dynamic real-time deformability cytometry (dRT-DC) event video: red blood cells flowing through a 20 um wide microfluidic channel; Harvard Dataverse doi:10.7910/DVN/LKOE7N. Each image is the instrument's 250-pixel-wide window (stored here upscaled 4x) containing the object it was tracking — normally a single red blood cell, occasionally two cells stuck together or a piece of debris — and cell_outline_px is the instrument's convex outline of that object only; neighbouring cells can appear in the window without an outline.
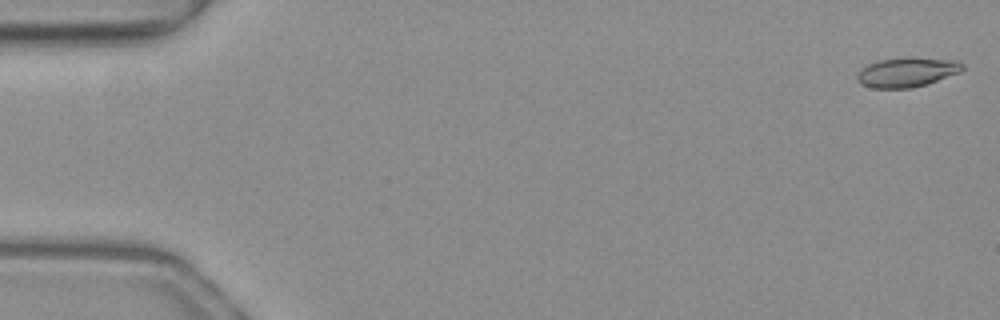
{"species": "common noctule bat (a hibernating species)", "species_latin": "Nyctalus noctula", "temperature_condition": "warm", "stored_images_in_passage": 51, "camera_frame_rate_fps": 3000, "um_per_image_px": 0.085, "animal": {"sex": "female", "body_mass_g": 19.3, "forearm_length_mm": 54.1}, "frame": {"image": 1, "passage_image": 1, "time_ms": 0.0, "image_size_px": [1000, 320], "cell_outline_px": [[964, 68], [960, 72], [912, 88], [872, 88], [860, 84], [856, 80], [856, 76], [860, 68], [876, 60], [908, 56], [912, 56], [956, 60], [964, 64]], "centroid_in_image_um": [77.04, 6.11], "position_along_channel_um": 8.0, "area_um2": 18.5}}
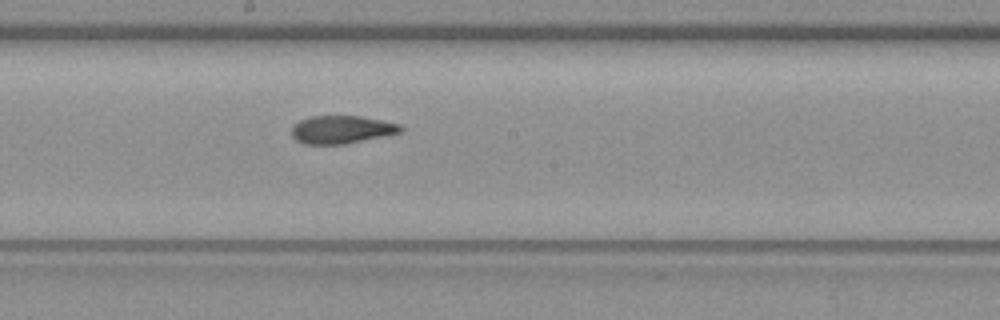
{"frame": {"image": 2, "passage_image": 28, "time_ms": 9.0, "image_size_px": [1000, 320], "cell_outline_px": [[404, 128], [400, 132], [384, 136], [344, 144], [304, 144], [296, 140], [292, 136], [292, 128], [300, 120], [312, 116], [360, 116], [400, 124]], "centroid_in_image_um": [29.03, 11.01], "position_along_channel_um": 219.2, "area_um2": 17.57}}
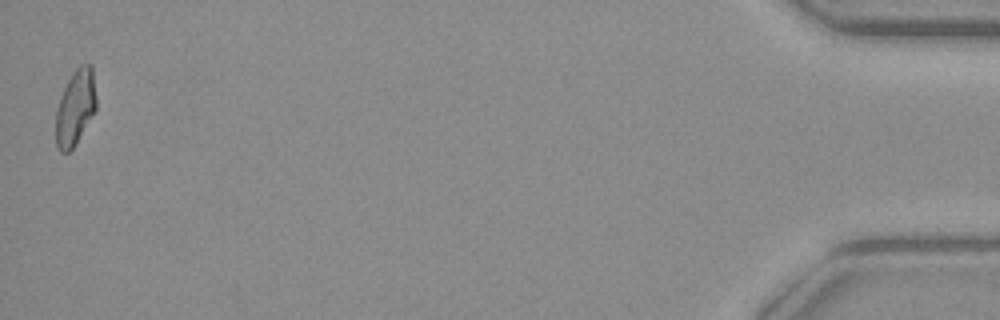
{"frame": {"image": 3, "passage_image": 51, "time_ms": 16.667, "image_size_px": [1000, 320], "cell_outline_px": [[96, 108], [72, 148], [68, 152], [60, 152], [56, 148], [56, 112], [60, 96], [72, 72], [80, 64], [92, 64], [96, 96]], "centroid_in_image_um": [6.39, 9.1], "position_along_channel_um": 428.8, "area_um2": 17.57}, "authors_computed_cell_mechanics": {"area_um2": 18.207, "velocity_mm_per_s": 4.02, "shape_relaxation_time_tau1_ms": 9.8757, "shape_relaxation_time_tau2_ms": 2.1594, "deformation_change_tau1": 0.2302, "deformation_change_tau2": 0.0942}}